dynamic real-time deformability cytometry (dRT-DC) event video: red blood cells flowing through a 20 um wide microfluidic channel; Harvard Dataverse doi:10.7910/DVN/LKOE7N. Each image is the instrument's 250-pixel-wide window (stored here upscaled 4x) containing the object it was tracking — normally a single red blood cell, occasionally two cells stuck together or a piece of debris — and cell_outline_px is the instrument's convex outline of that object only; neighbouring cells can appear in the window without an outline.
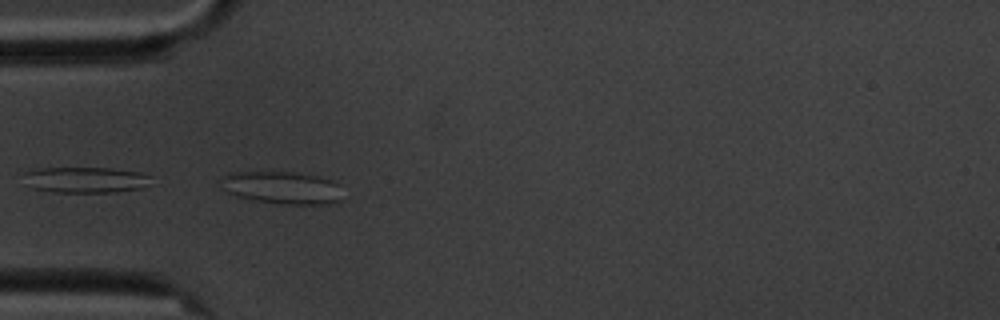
{"species": "common noctule bat (a hibernating species)", "species_latin": "Nyctalus noctula", "temperature_condition": "cold", "stored_images_in_passage": 6, "camera_frame_rate_fps": 3000, "um_per_image_px": 0.085, "animal": {"sex": "male", "body_mass_g": 20.1, "forearm_length_mm": 53.5}, "frame": {"image": 1, "passage_image": 5, "time_ms": 4.667, "image_size_px": [1000, 320], "cell_outline_px": [[340, 200], [328, 204], [280, 204], [256, 200], [236, 196], [220, 188], [224, 176], [228, 172], [292, 172], [320, 176], [332, 180], [336, 184]], "centroid_in_image_um": [23.93, 15.94], "position_along_channel_um": 61.1, "area_um2": 22.83}}
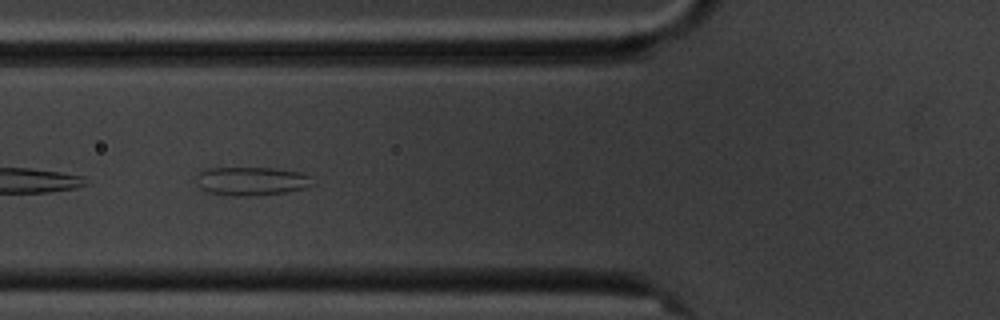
{"frame": {"image": 2, "passage_image": 6, "time_ms": 6.0, "image_size_px": [1000, 320], "cell_outline_px": [[316, 184], [304, 188], [288, 192], [252, 196], [236, 196], [208, 192], [200, 188], [196, 176], [200, 172], [208, 168], [272, 168], [300, 172], [312, 176]], "centroid_in_image_um": [21.44, 15.4], "position_along_channel_um": 104.4, "area_um2": 19.48}}